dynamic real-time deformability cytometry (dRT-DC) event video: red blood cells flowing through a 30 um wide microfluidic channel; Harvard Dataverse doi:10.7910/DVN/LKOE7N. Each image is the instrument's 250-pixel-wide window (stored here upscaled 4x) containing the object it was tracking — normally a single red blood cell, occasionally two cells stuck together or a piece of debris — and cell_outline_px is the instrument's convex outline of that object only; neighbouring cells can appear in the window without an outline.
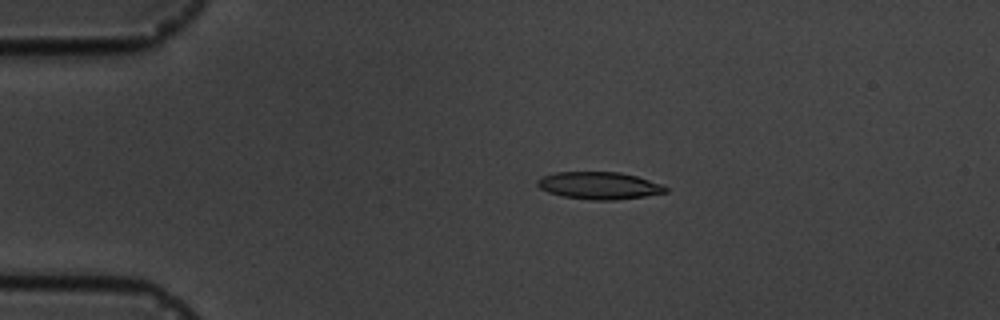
{"species": "common noctule bat (a hibernating species)", "species_latin": "Nyctalus noctula", "temperature_condition": "cold", "stored_images_in_passage": 5, "camera_frame_rate_fps": 3000, "um_per_image_px": 0.085, "animal": {"sex": "male", "body_mass_g": 19.5, "forearm_length_mm": 54.6}, "frame": {"image": 1, "passage_image": 3, "time_ms": 2.0, "image_size_px": [1000, 320], "cell_outline_px": [[668, 192], [644, 196], [616, 200], [592, 200], [564, 196], [548, 192], [540, 188], [536, 184], [536, 180], [540, 176], [556, 172], [620, 172], [636, 176], [660, 184], [668, 188]], "centroid_in_image_um": [50.89, 15.77], "position_along_channel_um": 34.1, "area_um2": 20.35}}
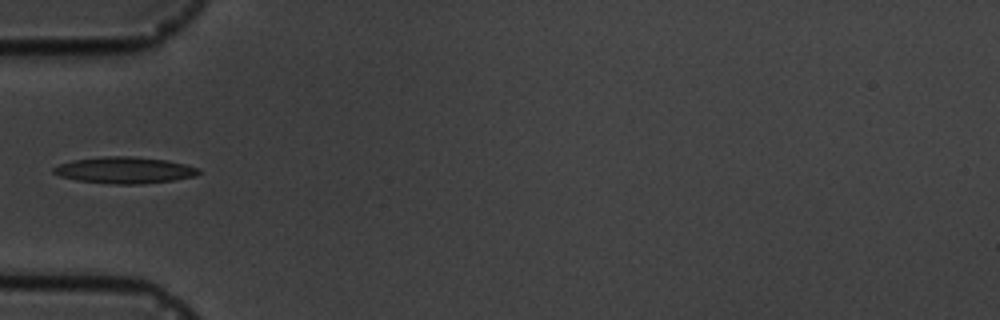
{"frame": {"image": 2, "passage_image": 5, "time_ms": 4.333, "image_size_px": [1000, 320], "cell_outline_px": [[200, 172], [196, 176], [172, 180], [140, 184], [112, 184], [76, 180], [60, 176], [52, 172], [52, 168], [60, 164], [72, 160], [100, 156], [132, 156], [168, 160], [200, 168]], "centroid_in_image_um": [10.58, 14.46], "position_along_channel_um": 74.4, "area_um2": 22.48}}